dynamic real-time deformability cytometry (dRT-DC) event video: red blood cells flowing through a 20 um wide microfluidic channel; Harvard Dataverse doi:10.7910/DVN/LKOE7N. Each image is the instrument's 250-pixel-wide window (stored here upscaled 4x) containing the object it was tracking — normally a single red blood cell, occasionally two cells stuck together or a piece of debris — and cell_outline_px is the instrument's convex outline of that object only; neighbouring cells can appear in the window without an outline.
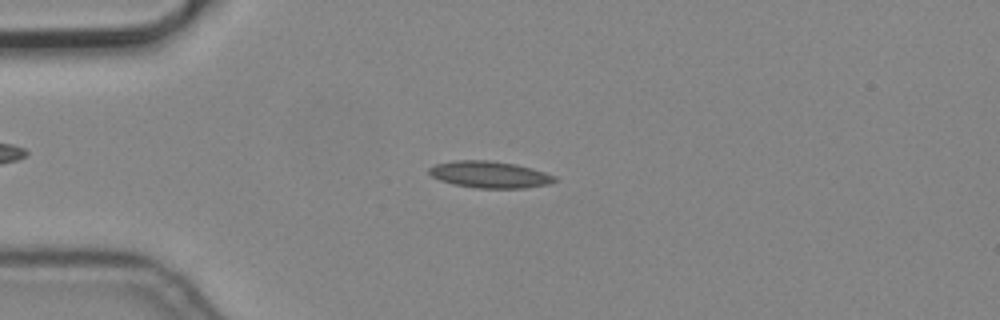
{"species": "common noctule bat (a hibernating species)", "species_latin": "Nyctalus noctula", "temperature_condition": "cold", "stored_images_in_passage": 6, "camera_frame_rate_fps": 3000, "um_per_image_px": 0.085, "animal": {"sex": "male", "body_mass_g": 19.2, "forearm_length_mm": 51.8}, "frame": {"image": 1, "passage_image": 1, "time_ms": 0.0, "image_size_px": [1000, 320], "cell_outline_px": [[556, 180], [548, 184], [524, 188], [476, 188], [452, 184], [440, 180], [432, 176], [428, 172], [428, 168], [436, 164], [452, 160], [488, 160], [516, 164], [532, 168], [556, 176]], "centroid_in_image_um": [41.6, 14.83], "position_along_channel_um": 43.4, "area_um2": 19.59}}
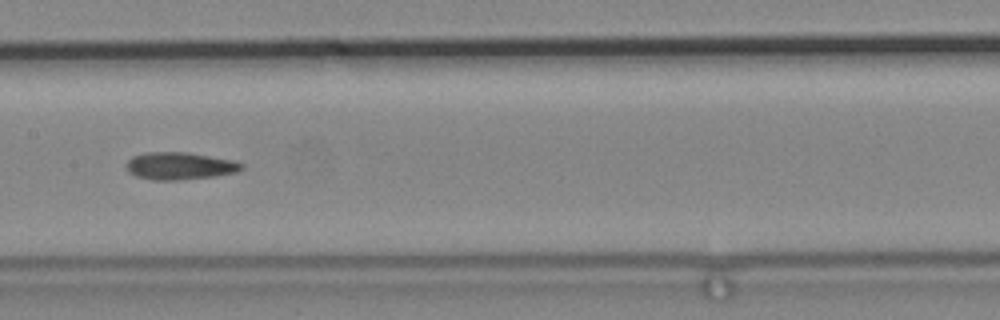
{"frame": {"image": 2, "passage_image": 5, "time_ms": 1.333, "image_size_px": [1000, 320], "cell_outline_px": [[244, 168], [236, 172], [216, 176], [180, 180], [152, 180], [136, 176], [128, 172], [124, 164], [132, 156], [144, 152], [188, 152], [232, 160], [244, 164]], "centroid_in_image_um": [15.24, 14.1], "position_along_channel_um": 192.2, "area_um2": 18.61}}
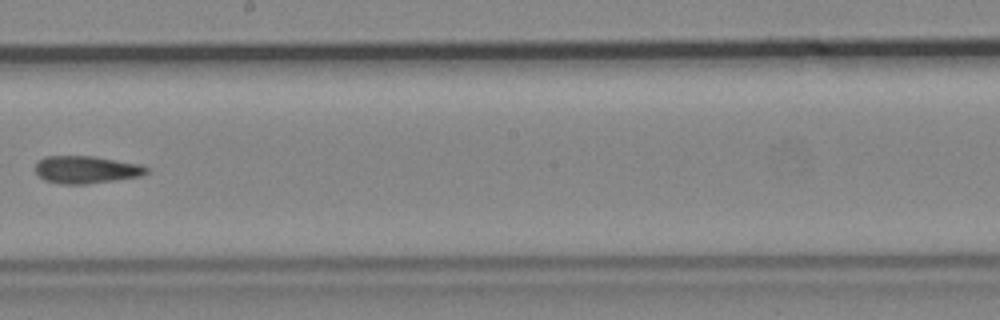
{"frame": {"image": 3, "passage_image": 6, "time_ms": 1.667, "image_size_px": [1000, 320], "cell_outline_px": [[148, 172], [140, 176], [116, 180], [88, 184], [64, 184], [44, 180], [36, 172], [36, 164], [40, 160], [48, 156], [92, 156], [140, 164], [148, 168]], "centroid_in_image_um": [7.35, 14.42], "position_along_channel_um": 240.9, "area_um2": 17.63}}